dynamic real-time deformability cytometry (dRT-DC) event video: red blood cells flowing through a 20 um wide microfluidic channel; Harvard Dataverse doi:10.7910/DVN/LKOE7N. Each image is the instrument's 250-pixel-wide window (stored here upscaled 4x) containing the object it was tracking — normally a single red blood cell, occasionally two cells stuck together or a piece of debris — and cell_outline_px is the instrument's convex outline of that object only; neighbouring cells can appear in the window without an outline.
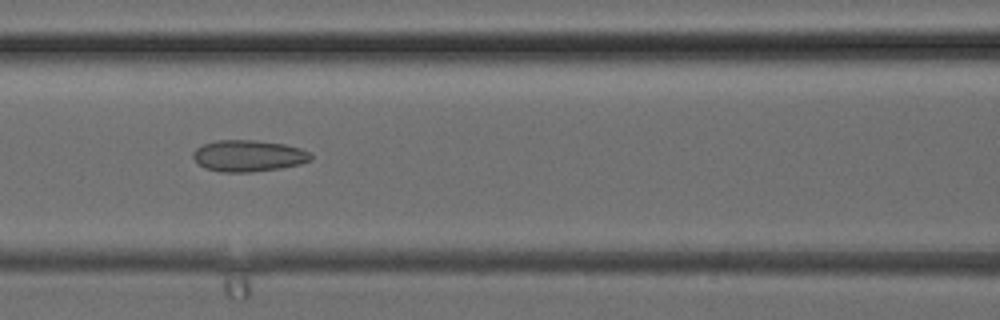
{"species": "common noctule bat (a hibernating species)", "species_latin": "Nyctalus noctula", "temperature_condition": "cold", "stored_images_in_passage": 38, "camera_frame_rate_fps": 3000, "um_per_image_px": 0.085, "animal": {"sex": "female", "body_mass_g": 24.6, "forearm_length_mm": 56.2}, "frame": {"image": 1, "passage_image": 17, "time_ms": 5.333, "image_size_px": [1000, 320], "cell_outline_px": [[312, 160], [300, 164], [280, 168], [252, 172], [220, 172], [204, 168], [192, 156], [192, 152], [196, 148], [204, 144], [216, 140], [252, 140], [284, 144], [300, 148], [308, 152], [312, 156]], "centroid_in_image_um": [21.1, 13.25], "position_along_channel_um": 145.5, "area_um2": 21.56}}
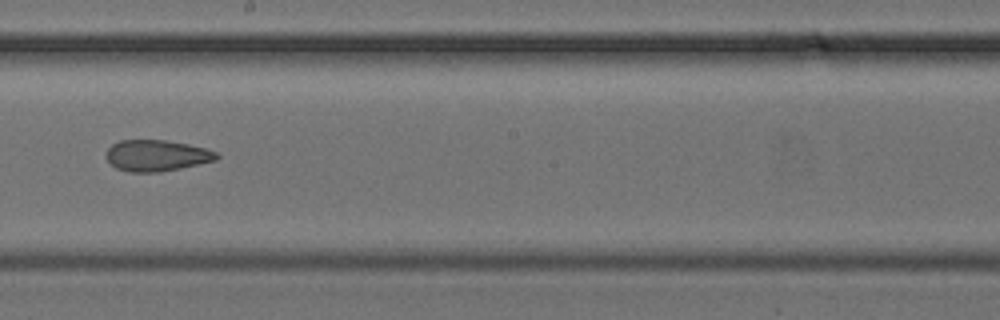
{"frame": {"image": 2, "passage_image": 22, "time_ms": 7.0, "image_size_px": [1000, 320], "cell_outline_px": [[220, 156], [216, 160], [180, 168], [160, 172], [132, 172], [116, 168], [104, 156], [108, 148], [112, 144], [120, 140], [164, 140], [188, 144], [204, 148], [216, 152]], "centroid_in_image_um": [13.29, 13.22], "position_along_channel_um": 234.9, "area_um2": 20.0}}
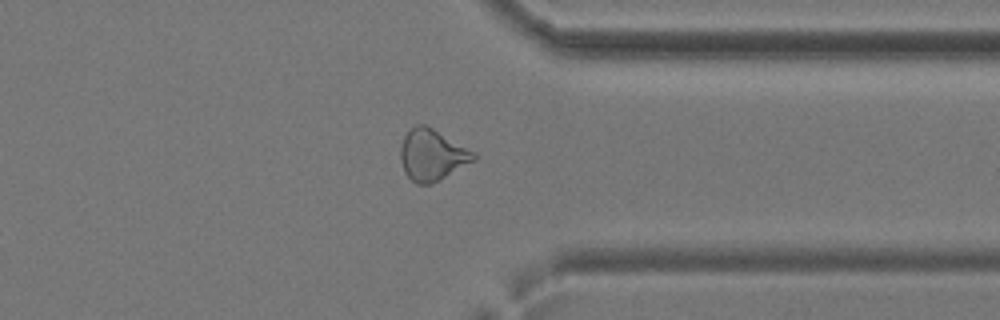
{"frame": {"image": 3, "passage_image": 30, "time_ms": 9.667, "image_size_px": [1000, 320], "cell_outline_px": [[476, 160], [440, 180], [432, 184], [416, 184], [404, 172], [400, 160], [400, 148], [404, 136], [416, 124], [424, 124], [432, 128], [476, 152]], "centroid_in_image_um": [36.73, 13.19], "position_along_channel_um": 374.7, "area_um2": 21.91}}